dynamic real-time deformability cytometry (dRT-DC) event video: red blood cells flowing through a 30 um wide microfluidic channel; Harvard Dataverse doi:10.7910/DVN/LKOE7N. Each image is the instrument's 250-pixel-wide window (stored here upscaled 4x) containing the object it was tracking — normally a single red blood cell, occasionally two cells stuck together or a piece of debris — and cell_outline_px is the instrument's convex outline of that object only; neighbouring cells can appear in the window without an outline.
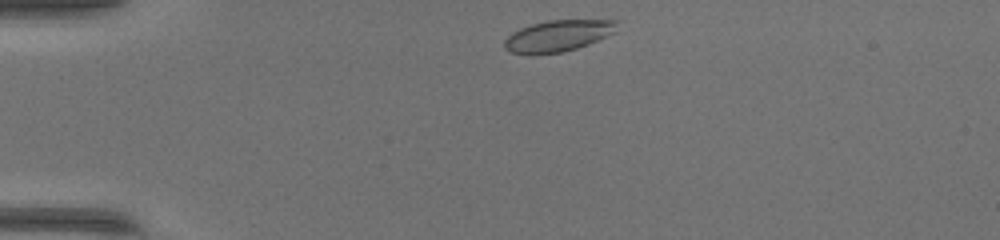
{"species": "common noctule bat (a hibernating species)", "species_latin": "Nyctalus noctula", "temperature_condition": "warm", "stored_images_in_passage": 39, "camera_frame_rate_fps": 3000, "um_per_image_px": 0.085, "animal": {"sex": "female", "body_mass_g": 17.0, "forearm_length_mm": 48.0}, "frame": {"image": 1, "passage_image": 1, "time_ms": 0.0, "image_size_px": [1000, 240], "cell_outline_px": [[616, 32], [588, 44], [576, 48], [560, 52], [532, 56], [528, 56], [512, 52], [504, 48], [504, 40], [512, 32], [520, 28], [532, 24], [548, 20], [616, 20]], "centroid_in_image_um": [47.37, 3.06], "position_along_channel_um": 37.6, "area_um2": 20.69}}
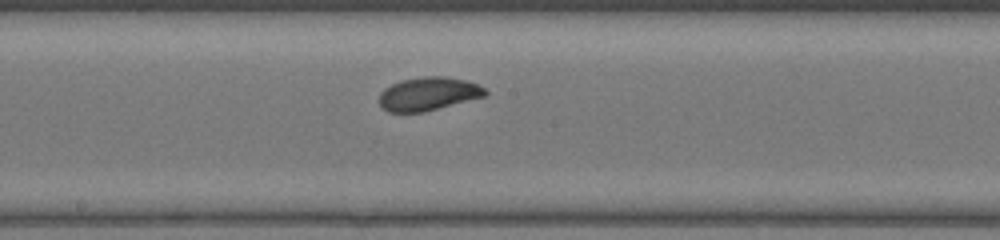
{"frame": {"image": 2, "passage_image": 17, "time_ms": 5.333, "image_size_px": [1000, 240], "cell_outline_px": [[488, 92], [484, 96], [424, 112], [388, 112], [380, 108], [380, 92], [384, 88], [400, 80], [424, 76], [444, 76], [464, 80], [476, 84], [484, 88]], "centroid_in_image_um": [36.36, 7.98], "position_along_channel_um": 211.8, "area_um2": 20.52}}
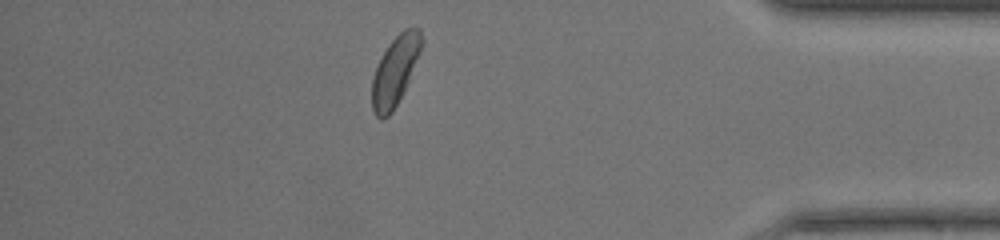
{"frame": {"image": 3, "passage_image": 33, "time_ms": 10.667, "image_size_px": [1000, 240], "cell_outline_px": [[424, 40], [420, 52], [408, 80], [392, 112], [384, 120], [380, 120], [376, 116], [372, 108], [372, 80], [376, 68], [388, 44], [404, 28], [420, 28]], "centroid_in_image_um": [33.58, 6.0], "position_along_channel_um": 401.6, "area_um2": 19.59}, "authors_computed_cell_mechanics": {"area_um2": 20.4612, "velocity_mm_per_s": 4.195, "shape_relaxation_time_tau1_ms": 2.5426, "shape_relaxation_time_tau2_ms": null, "deformation_change_tau1": 0.1187, "deformation_change_tau2": null}}